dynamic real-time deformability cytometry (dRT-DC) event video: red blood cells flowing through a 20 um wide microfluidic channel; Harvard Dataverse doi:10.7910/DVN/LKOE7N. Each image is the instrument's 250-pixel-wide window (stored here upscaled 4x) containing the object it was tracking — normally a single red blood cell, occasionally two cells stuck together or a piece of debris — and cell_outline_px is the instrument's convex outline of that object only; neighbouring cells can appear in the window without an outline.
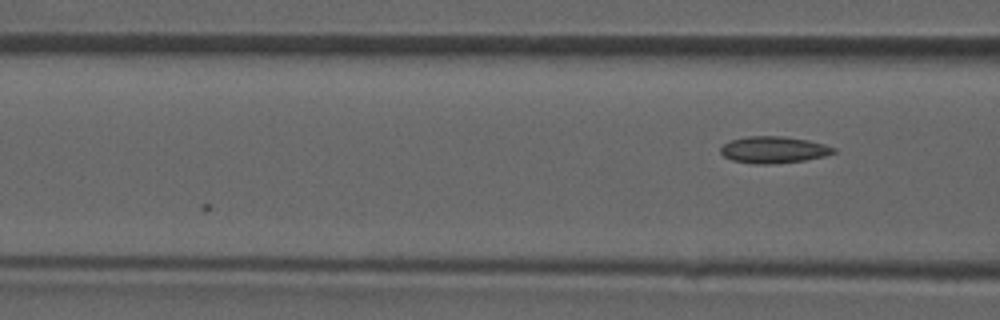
{"species": "common noctule bat (a hibernating species)", "species_latin": "Nyctalus noctula", "temperature_condition": "room temperature", "stored_images_in_passage": 7, "camera_frame_rate_fps": 3000, "um_per_image_px": 0.085, "animal": {"sex": "male", "forearm_length_mm": 52.5}, "frame": {"image": 1, "passage_image": 7, "time_ms": 2.0, "image_size_px": [1000, 320], "cell_outline_px": [[836, 152], [824, 156], [804, 160], [772, 164], [752, 164], [732, 160], [724, 156], [720, 152], [720, 148], [724, 144], [732, 140], [748, 136], [780, 136], [808, 140], [824, 144], [836, 148]], "centroid_in_image_um": [65.76, 12.73], "position_along_channel_um": 100.8, "area_um2": 17.51}}